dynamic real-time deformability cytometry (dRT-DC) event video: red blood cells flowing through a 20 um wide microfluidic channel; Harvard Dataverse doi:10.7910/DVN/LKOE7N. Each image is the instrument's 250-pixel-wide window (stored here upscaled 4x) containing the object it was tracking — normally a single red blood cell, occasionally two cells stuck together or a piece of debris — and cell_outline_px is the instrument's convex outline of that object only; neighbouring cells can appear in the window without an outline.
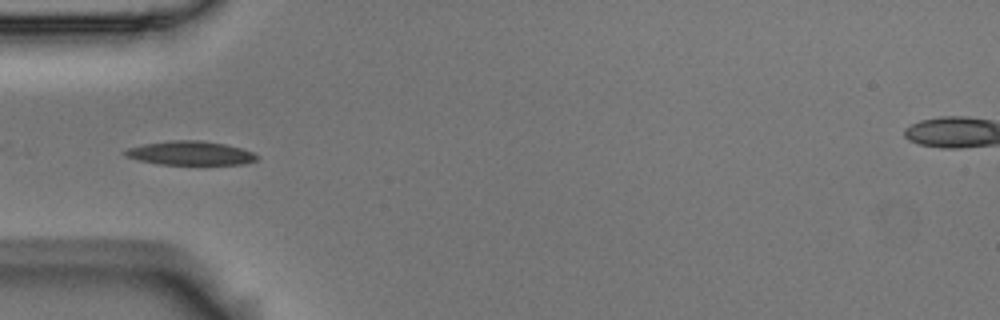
{"species": "Egyptian fruit bat (a non-hibernating species)", "species_latin": "Rousettus aegyptiacus", "temperature_condition": "room temperature", "stored_images_in_passage": 6, "camera_frame_rate_fps": 3000, "um_per_image_px": 0.085, "animal": {"sex": "male"}, "frame": {"image": 1, "passage_image": 4, "time_ms": 1.0, "image_size_px": [1000, 320], "cell_outline_px": [[260, 156], [256, 160], [244, 164], [156, 164], [124, 156], [120, 152], [128, 148], [144, 144], [172, 140], [200, 140], [224, 144], [244, 148]], "centroid_in_image_um": [16.17, 13.01], "position_along_channel_um": 68.8, "area_um2": 18.44}}
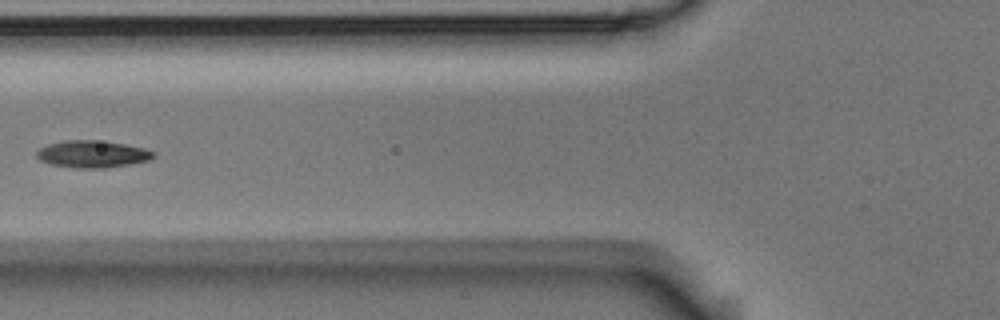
{"frame": {"image": 2, "passage_image": 5, "time_ms": 1.333, "image_size_px": [1000, 320], "cell_outline_px": [[156, 156], [152, 160], [104, 168], [76, 168], [52, 164], [40, 160], [36, 156], [36, 152], [40, 148], [48, 144], [64, 140], [96, 140], [124, 144], [144, 148], [156, 152]], "centroid_in_image_um": [7.88, 13.09], "position_along_channel_um": 117.9, "area_um2": 18.44}}
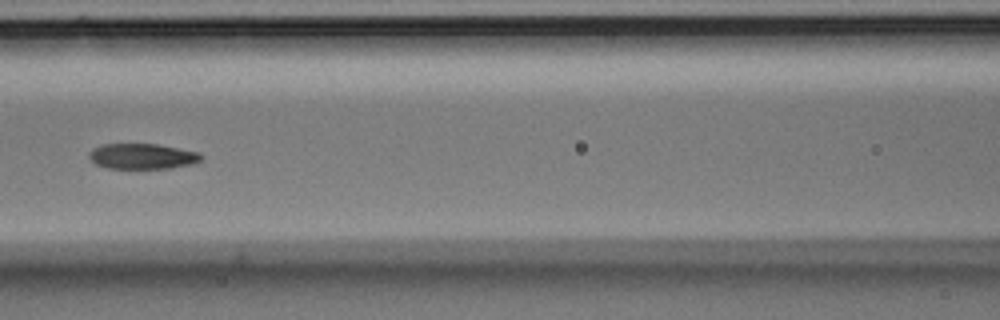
{"frame": {"image": 3, "passage_image": 6, "time_ms": 1.667, "image_size_px": [1000, 320], "cell_outline_px": [[204, 156], [200, 160], [192, 164], [172, 168], [108, 168], [96, 164], [88, 156], [88, 152], [92, 148], [104, 144], [156, 144], [200, 152]], "centroid_in_image_um": [12.11, 13.28], "position_along_channel_um": 154.5, "area_um2": 16.65}}